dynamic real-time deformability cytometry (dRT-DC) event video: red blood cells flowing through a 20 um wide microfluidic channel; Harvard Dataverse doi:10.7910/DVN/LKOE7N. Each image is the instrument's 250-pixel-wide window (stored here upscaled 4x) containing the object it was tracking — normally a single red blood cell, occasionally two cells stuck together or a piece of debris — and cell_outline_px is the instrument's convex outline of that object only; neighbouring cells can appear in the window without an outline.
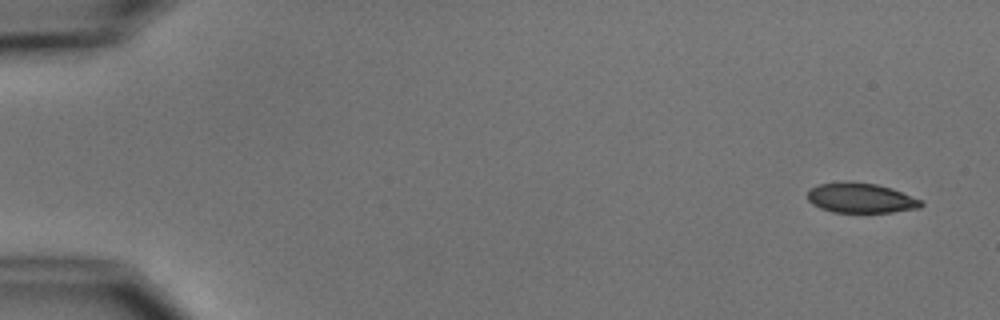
{"species": "common noctule bat (a hibernating species)", "species_latin": "Nyctalus noctula", "temperature_condition": "cold", "stored_images_in_passage": 5, "camera_frame_rate_fps": 3000, "um_per_image_px": 0.085, "animal": {"sex": "male", "body_mass_g": 15.6}, "frame": {"image": 1, "passage_image": 1, "time_ms": 0.0, "image_size_px": [1000, 320], "cell_outline_px": [[924, 204], [920, 208], [892, 212], [832, 212], [820, 208], [812, 204], [808, 200], [808, 188], [820, 184], [844, 180], [852, 180], [876, 184], [892, 188], [920, 200]], "centroid_in_image_um": [73.12, 16.81], "position_along_channel_um": 11.9, "area_um2": 20.06}}
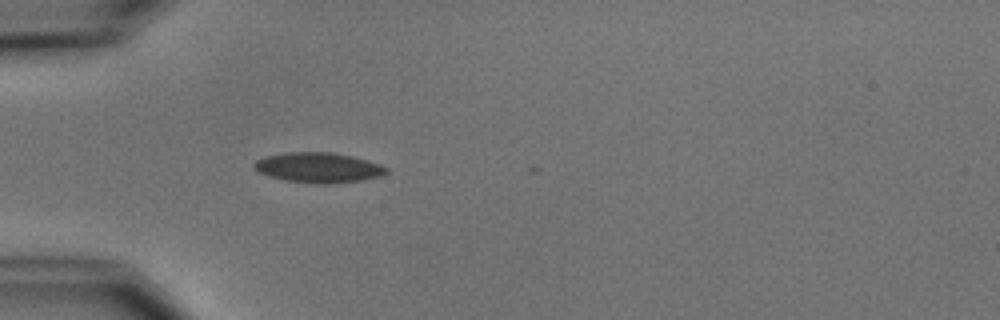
{"frame": {"image": 2, "passage_image": 5, "time_ms": 4.667, "image_size_px": [1000, 320], "cell_outline_px": [[388, 172], [380, 176], [360, 180], [328, 184], [316, 184], [288, 180], [268, 176], [260, 172], [252, 164], [256, 160], [264, 156], [284, 152], [332, 152], [352, 156], [368, 160], [380, 164], [388, 168]], "centroid_in_image_um": [27.06, 14.23], "position_along_channel_um": 57.9, "area_um2": 23.18}}